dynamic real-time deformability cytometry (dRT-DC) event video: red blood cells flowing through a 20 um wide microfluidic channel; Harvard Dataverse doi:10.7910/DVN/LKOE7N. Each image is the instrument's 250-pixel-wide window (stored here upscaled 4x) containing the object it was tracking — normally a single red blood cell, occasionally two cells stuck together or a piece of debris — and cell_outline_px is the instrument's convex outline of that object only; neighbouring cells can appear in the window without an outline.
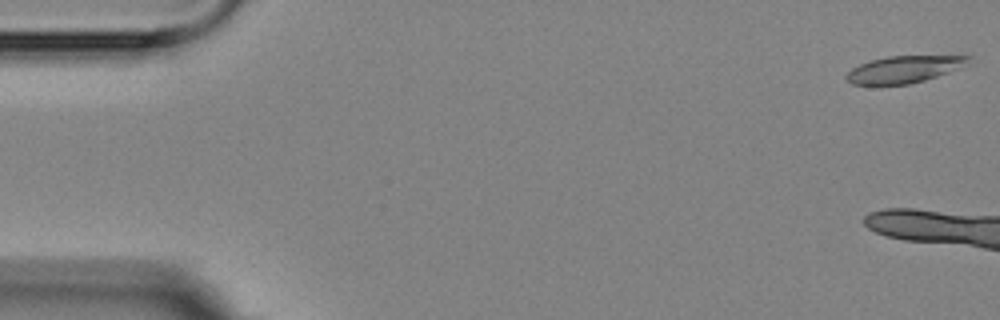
{"species": "Egyptian fruit bat (a non-hibernating species)", "species_latin": "Rousettus aegyptiacus", "temperature_condition": "room temperature", "stored_images_in_passage": 8, "camera_frame_rate_fps": 3000, "um_per_image_px": 0.085, "animal": {"sex": "female"}, "frame": {"image": 1, "passage_image": 1, "time_ms": 0.0, "image_size_px": [1000, 320], "cell_outline_px": [[972, 56], [956, 68], [936, 76], [924, 80], [908, 84], [852, 84], [844, 76], [852, 68], [860, 64], [872, 60], [888, 56]], "centroid_in_image_um": [76.73, 5.89], "position_along_channel_um": 8.3, "area_um2": 18.38}}
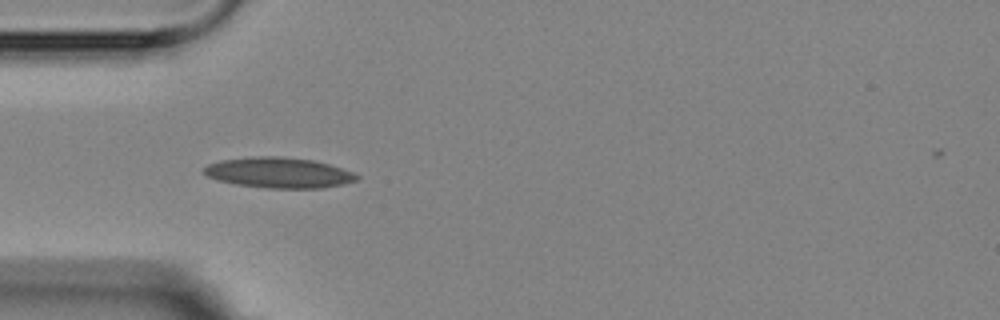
{"frame": {"image": 2, "passage_image": 7, "time_ms": 6.667, "image_size_px": [1000, 320], "cell_outline_px": [[360, 180], [320, 188], [264, 188], [236, 184], [216, 180], [208, 176], [204, 172], [204, 168], [208, 164], [220, 160], [256, 156], [280, 156], [312, 160], [328, 164], [352, 172], [360, 176]], "centroid_in_image_um": [23.68, 14.68], "position_along_channel_um": 61.3, "area_um2": 27.05}}
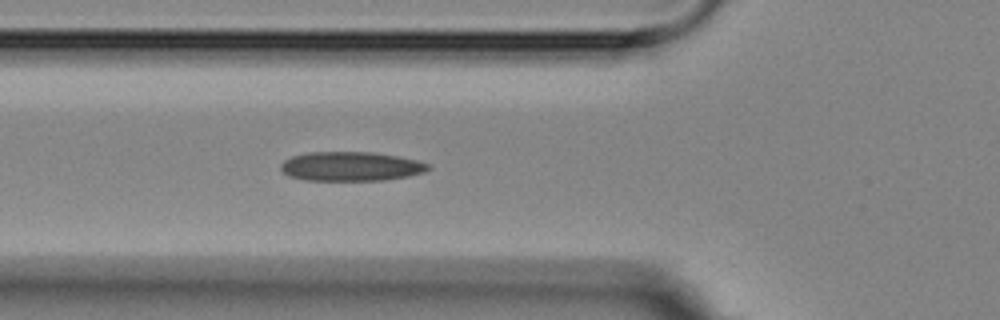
{"frame": {"image": 3, "passage_image": 8, "time_ms": 7.667, "image_size_px": [1000, 320], "cell_outline_px": [[432, 168], [424, 172], [408, 176], [384, 180], [304, 180], [288, 176], [280, 168], [280, 164], [284, 160], [292, 156], [308, 152], [372, 152], [400, 156], [416, 160], [428, 164]], "centroid_in_image_um": [29.82, 14.14], "position_along_channel_um": 96.0, "area_um2": 25.2}}